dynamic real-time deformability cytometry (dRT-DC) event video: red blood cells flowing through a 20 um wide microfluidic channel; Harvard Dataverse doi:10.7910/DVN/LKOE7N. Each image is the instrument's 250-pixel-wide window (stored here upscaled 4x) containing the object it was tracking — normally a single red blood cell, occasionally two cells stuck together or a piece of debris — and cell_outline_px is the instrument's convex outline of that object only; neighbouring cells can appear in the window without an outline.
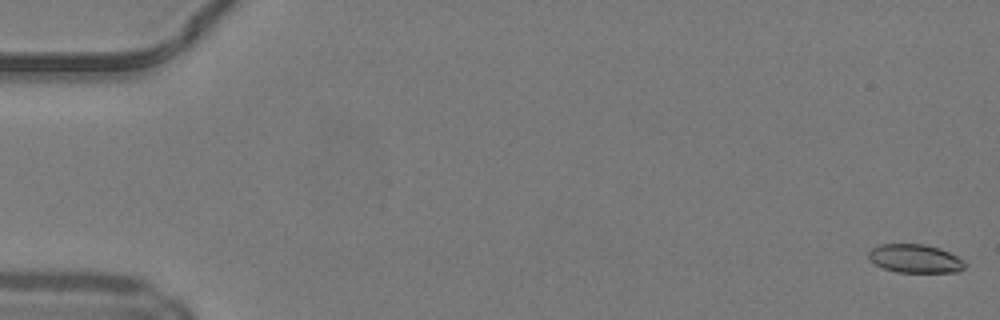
{"species": "common noctule bat (a hibernating species)", "species_latin": "Nyctalus noctula", "temperature_condition": "warm", "stored_images_in_passage": 49, "camera_frame_rate_fps": 3000, "um_per_image_px": 0.085, "animal": {"sex": "male", "body_mass_g": 19.2, "forearm_length_mm": 51.8}, "frame": {"image": 1, "passage_image": 1, "time_ms": 0.0, "image_size_px": [1000, 320], "cell_outline_px": [[964, 268], [956, 272], [896, 272], [884, 268], [876, 264], [868, 256], [868, 252], [872, 248], [880, 244], [924, 244], [940, 248], [964, 260]], "centroid_in_image_um": [77.78, 21.97], "position_along_channel_um": 7.2, "area_um2": 15.84}}
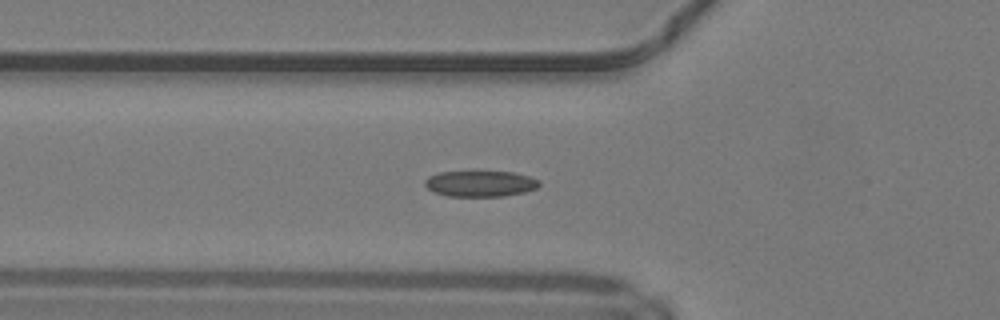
{"frame": {"image": 2, "passage_image": 18, "time_ms": 5.667, "image_size_px": [1000, 320], "cell_outline_px": [[540, 184], [536, 188], [524, 192], [504, 196], [448, 196], [436, 192], [428, 188], [424, 184], [424, 180], [428, 176], [440, 172], [472, 168], [476, 168], [512, 172], [528, 176], [540, 180]], "centroid_in_image_um": [40.8, 15.54], "position_along_channel_um": 85.0, "area_um2": 18.21}}
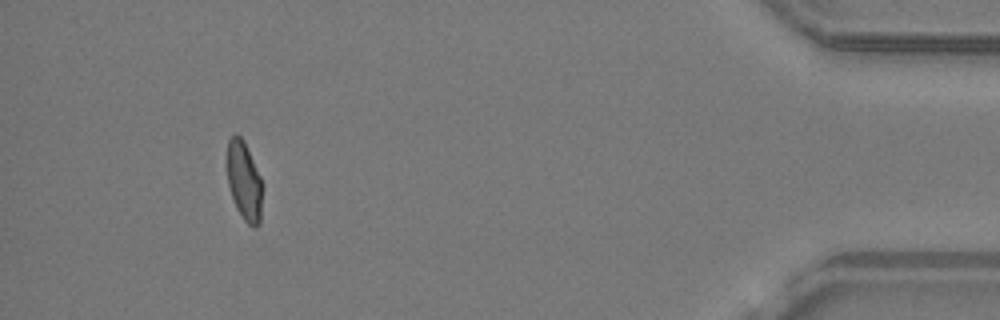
{"frame": {"image": 3, "passage_image": 46, "time_ms": 15.0, "image_size_px": [1000, 320], "cell_outline_px": [[264, 184], [260, 224], [256, 228], [252, 228], [244, 220], [236, 208], [228, 184], [228, 140], [236, 132], [244, 140]], "centroid_in_image_um": [20.8, 15.43], "position_along_channel_um": 414.4, "area_um2": 16.53}, "authors_computed_cell_mechanics": {"area_um2": 16.9354, "velocity_mm_per_s": 4.2261, "shape_relaxation_time_tau1_ms": null, "shape_relaxation_time_tau2_ms": 2.2338, "deformation_change_tau1": null, "deformation_change_tau2": 0.07}}